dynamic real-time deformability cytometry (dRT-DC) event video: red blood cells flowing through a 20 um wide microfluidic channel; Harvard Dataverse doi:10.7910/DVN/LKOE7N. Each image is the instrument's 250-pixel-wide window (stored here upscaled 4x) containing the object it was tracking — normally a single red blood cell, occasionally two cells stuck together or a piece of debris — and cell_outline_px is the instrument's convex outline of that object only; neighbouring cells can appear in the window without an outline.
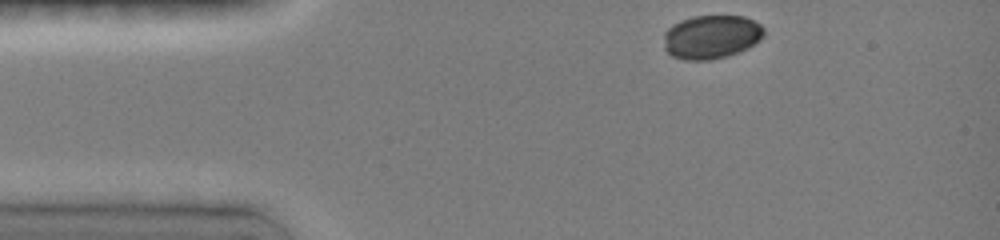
{"species": "common noctule bat (a hibernating species)", "species_latin": "Nyctalus noctula", "temperature_condition": "room temperature", "stored_images_in_passage": 5, "camera_frame_rate_fps": 3000, "um_per_image_px": 0.085, "animal": {"sex": "female", "body_mass_g": 19.0, "forearm_length_mm": 51.5}, "frame": {"image": 1, "passage_image": 1, "time_ms": 0.0, "image_size_px": [1000, 240], "cell_outline_px": [[764, 36], [760, 40], [748, 48], [728, 56], [708, 60], [684, 60], [672, 56], [664, 48], [664, 32], [672, 24], [680, 20], [692, 16], [744, 16], [760, 24], [764, 28]], "centroid_in_image_um": [60.45, 3.13], "position_along_channel_um": 24.5, "area_um2": 25.72}}
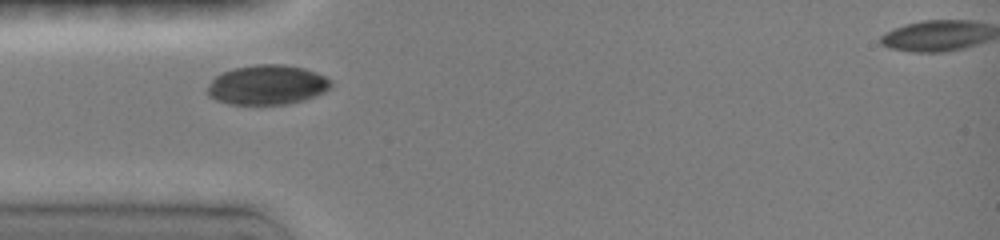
{"frame": {"image": 2, "passage_image": 4, "time_ms": 2.333, "image_size_px": [1000, 240], "cell_outline_px": [[332, 84], [324, 92], [316, 96], [304, 100], [288, 104], [232, 104], [216, 100], [208, 96], [208, 88], [212, 80], [220, 72], [232, 68], [256, 64], [284, 64], [304, 68], [316, 72], [324, 76]], "centroid_in_image_um": [22.7, 7.2], "position_along_channel_um": 62.3, "area_um2": 28.55}}